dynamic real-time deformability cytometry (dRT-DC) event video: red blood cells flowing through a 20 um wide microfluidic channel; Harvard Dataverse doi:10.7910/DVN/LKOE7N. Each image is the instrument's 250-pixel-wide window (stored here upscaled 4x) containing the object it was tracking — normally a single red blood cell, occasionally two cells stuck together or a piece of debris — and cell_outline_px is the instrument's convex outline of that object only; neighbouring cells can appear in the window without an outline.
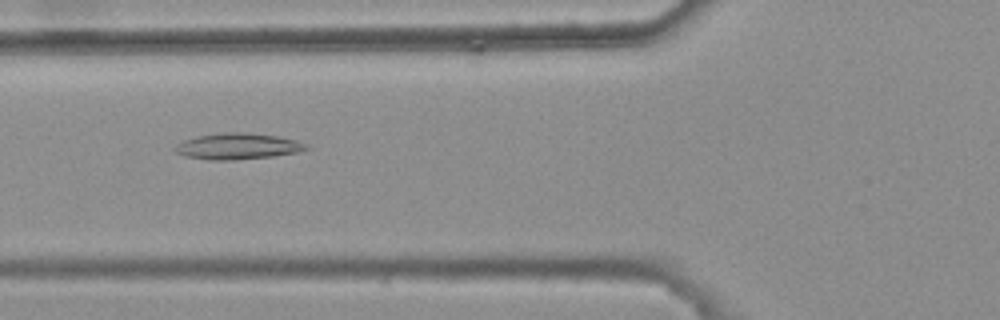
{"species": "common noctule bat (a hibernating species)", "species_latin": "Nyctalus noctula", "temperature_condition": "warm", "stored_images_in_passage": 4, "camera_frame_rate_fps": 3000, "um_per_image_px": 0.085, "animal": {"sex": "female", "body_mass_g": 25.1}, "frame": {"image": 1, "passage_image": 2, "time_ms": 0.333, "image_size_px": [1000, 320], "cell_outline_px": [[312, 148], [296, 152], [272, 156], [236, 160], [208, 160], [184, 156], [176, 152], [172, 148], [176, 144], [184, 140], [196, 136], [224, 132], [244, 132], [276, 136], [296, 140]], "centroid_in_image_um": [20.15, 12.43], "position_along_channel_um": 105.7, "area_um2": 20.0}}
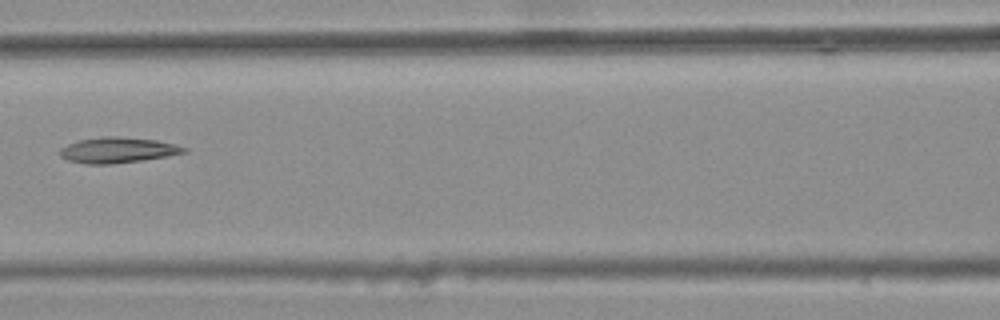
{"frame": {"image": 2, "passage_image": 3, "time_ms": 0.667, "image_size_px": [1000, 320], "cell_outline_px": [[188, 152], [168, 156], [112, 164], [84, 164], [68, 160], [60, 156], [60, 148], [68, 144], [80, 140], [100, 136], [116, 136], [156, 140], [188, 148]], "centroid_in_image_um": [9.99, 12.76], "position_along_channel_um": 156.6, "area_um2": 18.44}}
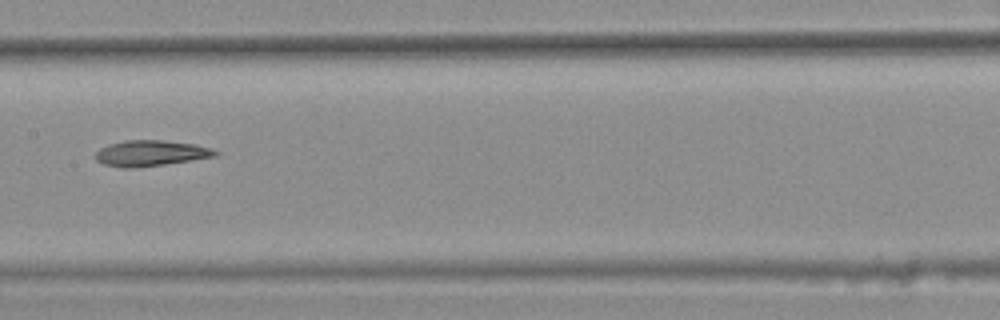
{"frame": {"image": 3, "passage_image": 4, "time_ms": 1.0, "image_size_px": [1000, 320], "cell_outline_px": [[220, 152], [216, 156], [192, 160], [136, 168], [120, 168], [104, 164], [96, 160], [96, 152], [100, 148], [108, 144], [124, 140], [164, 140], [192, 144], [212, 148]], "centroid_in_image_um": [12.79, 13.02], "position_along_channel_um": 194.6, "area_um2": 18.03}}